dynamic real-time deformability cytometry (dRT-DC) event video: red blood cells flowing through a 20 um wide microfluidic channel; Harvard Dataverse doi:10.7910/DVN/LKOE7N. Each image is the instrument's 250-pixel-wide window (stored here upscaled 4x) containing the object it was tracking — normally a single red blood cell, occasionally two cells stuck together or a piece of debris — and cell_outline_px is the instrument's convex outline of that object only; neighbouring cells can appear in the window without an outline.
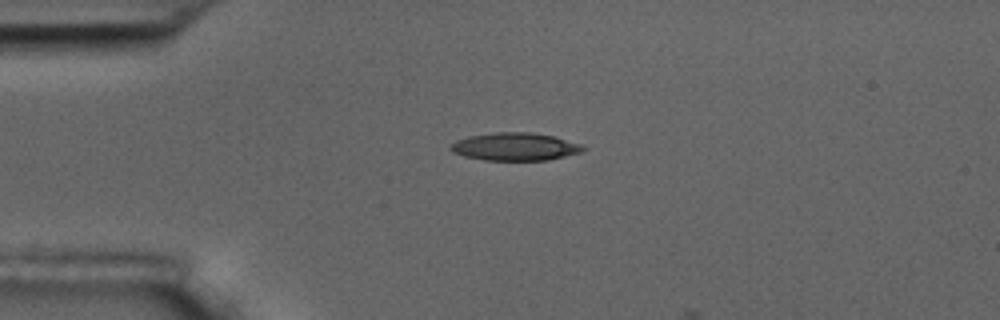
{"species": "common noctule bat (a hibernating species)", "species_latin": "Nyctalus noctula", "temperature_condition": "room temperature", "stored_images_in_passage": 5, "camera_frame_rate_fps": 3000, "um_per_image_px": 0.085, "animal": {"sex": "male", "body_mass_g": 17.5, "forearm_length_mm": 52.3}, "frame": {"image": 1, "passage_image": 4, "time_ms": 3.333, "image_size_px": [1000, 320], "cell_outline_px": [[584, 148], [580, 152], [548, 160], [484, 160], [464, 156], [452, 152], [448, 148], [456, 140], [468, 136], [492, 132], [532, 132], [552, 136], [580, 144]], "centroid_in_image_um": [43.71, 12.46], "position_along_channel_um": 41.3, "area_um2": 21.33}}